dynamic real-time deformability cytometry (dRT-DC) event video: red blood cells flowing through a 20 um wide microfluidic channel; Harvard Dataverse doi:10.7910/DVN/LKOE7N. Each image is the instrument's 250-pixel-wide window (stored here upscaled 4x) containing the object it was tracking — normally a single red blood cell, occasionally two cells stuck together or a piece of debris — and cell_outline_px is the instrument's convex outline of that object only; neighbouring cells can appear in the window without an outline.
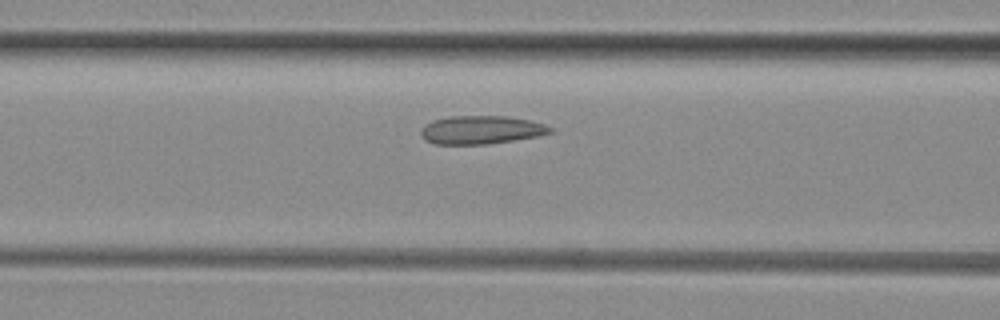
{"species": "common noctule bat (a hibernating species)", "species_latin": "Nyctalus noctula", "temperature_condition": "room temperature", "stored_images_in_passage": 8, "camera_frame_rate_fps": 3000, "um_per_image_px": 0.085, "animal": {"sex": "female", "body_mass_g": 29.2, "forearm_length_mm": 56.3}, "frame": {"image": 1, "passage_image": 6, "time_ms": 1.667, "image_size_px": [1000, 320], "cell_outline_px": [[552, 132], [536, 136], [488, 144], [436, 144], [424, 140], [420, 132], [420, 128], [424, 124], [432, 120], [448, 116], [508, 116], [528, 120], [544, 124], [552, 128]], "centroid_in_image_um": [40.83, 11.03], "position_along_channel_um": 125.8, "area_um2": 21.33}}